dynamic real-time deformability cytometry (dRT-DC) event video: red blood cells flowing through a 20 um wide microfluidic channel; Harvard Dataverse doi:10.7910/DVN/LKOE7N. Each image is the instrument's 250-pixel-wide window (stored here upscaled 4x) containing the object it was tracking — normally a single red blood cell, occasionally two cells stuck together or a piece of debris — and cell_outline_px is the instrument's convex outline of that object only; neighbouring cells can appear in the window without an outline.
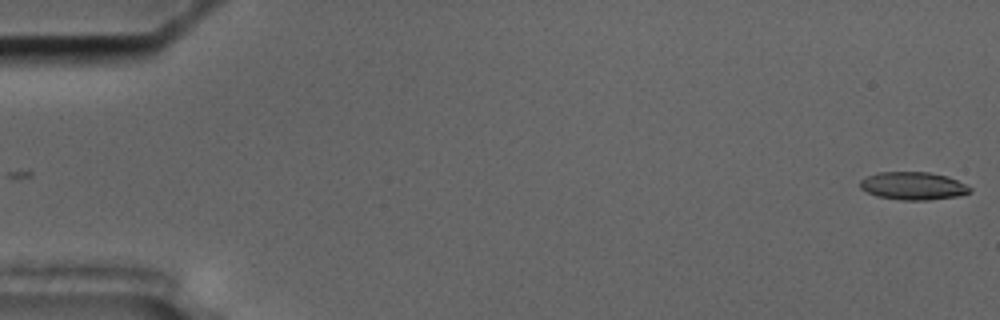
{"species": "common noctule bat (a hibernating species)", "species_latin": "Nyctalus noctula", "temperature_condition": "cold", "stored_images_in_passage": 57, "camera_frame_rate_fps": 3000, "um_per_image_px": 0.085, "animal": {"sex": "male", "body_mass_g": 17.5, "forearm_length_mm": 52.3}, "frame": {"image": 1, "passage_image": 1, "time_ms": 0.0, "image_size_px": [1000, 320], "cell_outline_px": [[972, 192], [956, 196], [928, 200], [900, 200], [876, 196], [860, 188], [860, 180], [864, 176], [876, 172], [928, 172], [948, 176], [972, 188]], "centroid_in_image_um": [77.58, 15.79], "position_along_channel_um": 7.4, "area_um2": 17.92}}
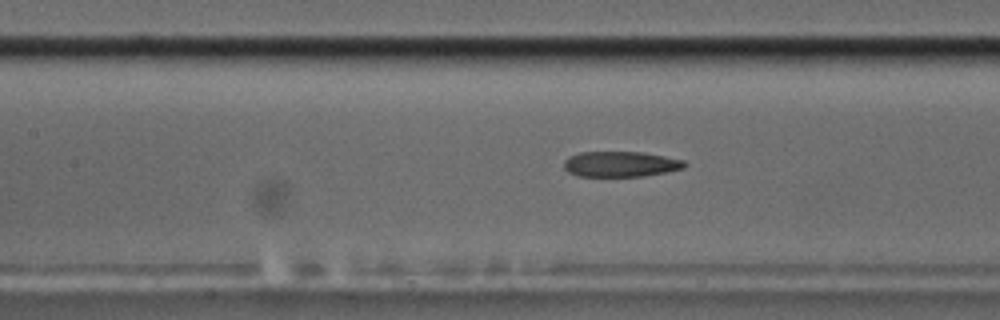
{"frame": {"image": 2, "passage_image": 26, "time_ms": 8.333, "image_size_px": [1000, 320], "cell_outline_px": [[688, 164], [684, 168], [644, 176], [576, 176], [568, 172], [564, 168], [564, 160], [568, 156], [580, 152], [644, 152], [684, 160]], "centroid_in_image_um": [52.73, 13.94], "position_along_channel_um": 154.7, "area_um2": 17.98}}
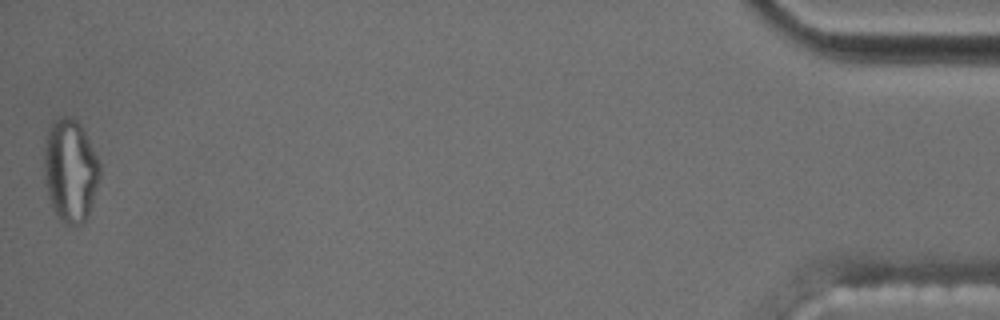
{"frame": {"image": 3, "passage_image": 57, "time_ms": 18.667, "image_size_px": [1000, 320], "cell_outline_px": [[100, 176], [88, 212], [84, 220], [80, 224], [64, 224], [60, 220], [48, 196], [44, 180], [44, 152], [48, 132], [52, 124], [60, 116], [72, 116], [84, 128], [100, 164]], "centroid_in_image_um": [5.97, 14.45], "position_along_channel_um": 429.2, "area_um2": 33.0}, "authors_computed_cell_mechanics": {"area_um2": 19.0162, "velocity_mm_per_s": 3.5479, "shape_relaxation_time_tau1_ms": null, "shape_relaxation_time_tau2_ms": 4.3513, "deformation_change_tau1": null, "deformation_change_tau2": 0.1363}}